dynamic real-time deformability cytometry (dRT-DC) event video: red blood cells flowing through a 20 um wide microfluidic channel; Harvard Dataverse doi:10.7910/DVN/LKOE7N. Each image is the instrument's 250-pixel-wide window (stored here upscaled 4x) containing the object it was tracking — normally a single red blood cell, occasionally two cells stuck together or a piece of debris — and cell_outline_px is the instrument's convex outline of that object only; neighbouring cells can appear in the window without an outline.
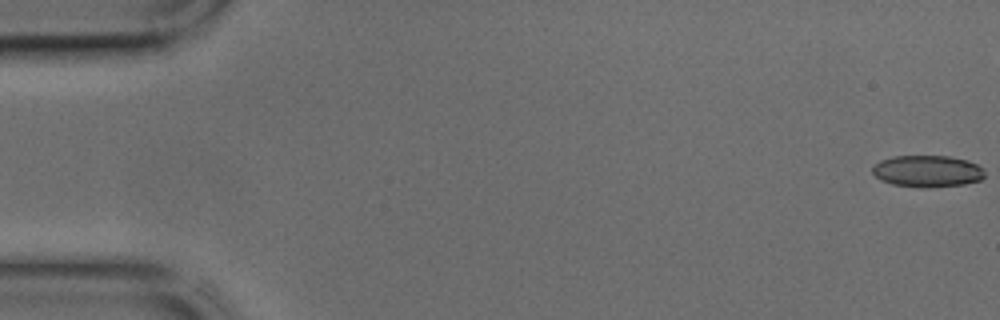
{"species": "common noctule bat (a hibernating species)", "species_latin": "Nyctalus noctula", "temperature_condition": "cold", "stored_images_in_passage": 44, "camera_frame_rate_fps": 3000, "um_per_image_px": 0.085, "animal": {"sex": "male", "body_mass_g": 17.9, "forearm_length_mm": 54.2}, "frame": {"image": 1, "passage_image": 1, "time_ms": 0.0, "image_size_px": [1000, 320], "cell_outline_px": [[984, 176], [980, 180], [964, 184], [928, 188], [924, 188], [892, 184], [880, 180], [872, 172], [872, 168], [880, 160], [892, 156], [948, 156], [968, 160], [984, 168]], "centroid_in_image_um": [78.83, 14.55], "position_along_channel_um": 6.2, "area_um2": 20.87}}
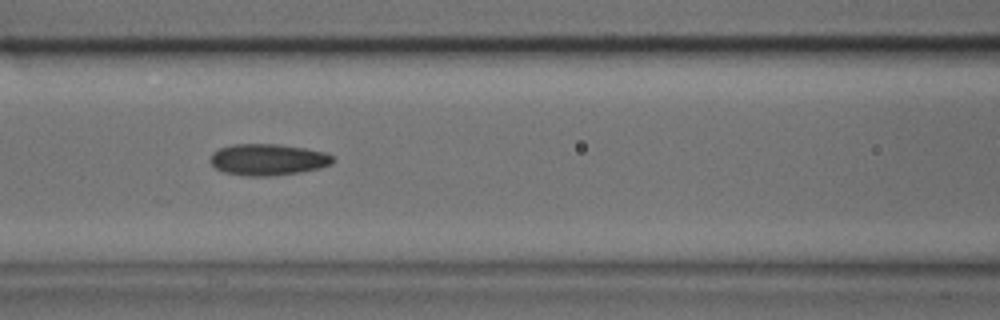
{"frame": {"image": 2, "passage_image": 19, "time_ms": 6.0, "image_size_px": [1000, 320], "cell_outline_px": [[336, 160], [332, 164], [320, 168], [300, 172], [272, 176], [248, 176], [224, 172], [216, 168], [208, 160], [212, 152], [220, 148], [232, 144], [276, 144], [308, 148], [328, 152]], "centroid_in_image_um": [22.8, 13.56], "position_along_channel_um": 143.8, "area_um2": 22.77}}
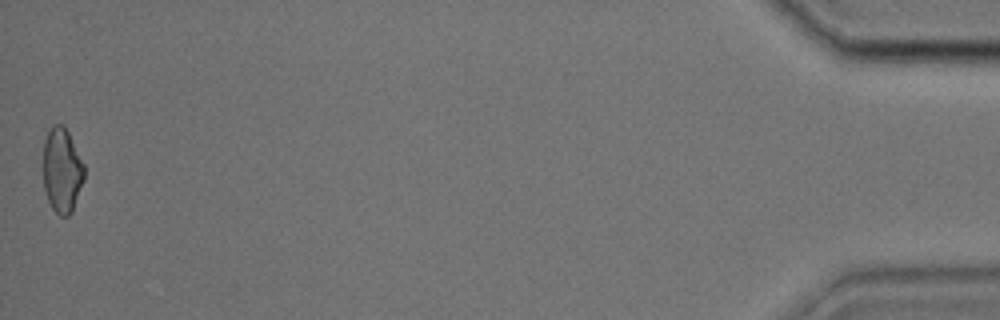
{"frame": {"image": 3, "passage_image": 44, "time_ms": 14.333, "image_size_px": [1000, 320], "cell_outline_px": [[84, 180], [72, 212], [68, 216], [60, 216], [52, 208], [48, 200], [44, 188], [44, 140], [52, 124], [64, 124], [84, 164]], "centroid_in_image_um": [5.27, 14.48], "position_along_channel_um": 429.9, "area_um2": 20.23}}